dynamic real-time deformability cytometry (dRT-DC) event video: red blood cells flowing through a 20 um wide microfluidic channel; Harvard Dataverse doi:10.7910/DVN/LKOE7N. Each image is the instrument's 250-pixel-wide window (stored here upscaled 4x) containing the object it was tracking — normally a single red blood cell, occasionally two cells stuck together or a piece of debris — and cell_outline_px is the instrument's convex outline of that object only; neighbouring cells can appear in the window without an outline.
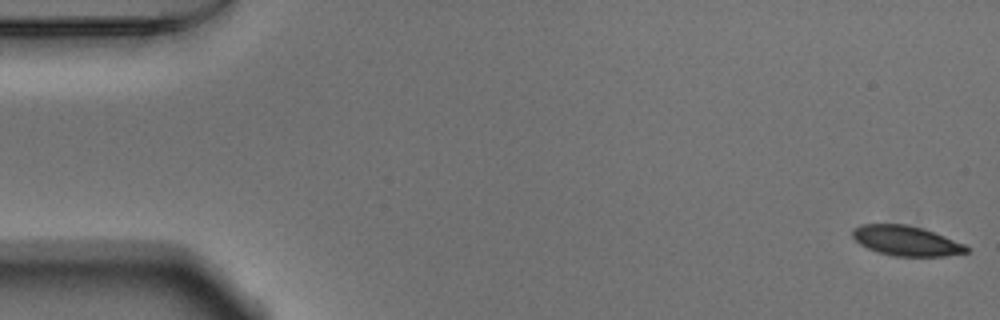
{"species": "Egyptian fruit bat (a non-hibernating species)", "species_latin": "Rousettus aegyptiacus", "temperature_condition": "warm", "stored_images_in_passage": 53, "camera_frame_rate_fps": 3000, "um_per_image_px": 0.085, "animal": {"sex": "male"}, "frame": {"image": 1, "passage_image": 1, "time_ms": 0.0, "image_size_px": [1000, 320], "cell_outline_px": [[968, 252], [944, 256], [892, 256], [876, 252], [860, 244], [852, 236], [852, 228], [860, 224], [908, 224], [944, 236], [964, 244], [968, 248]], "centroid_in_image_um": [76.97, 20.47], "position_along_channel_um": 8.0, "area_um2": 19.77}}
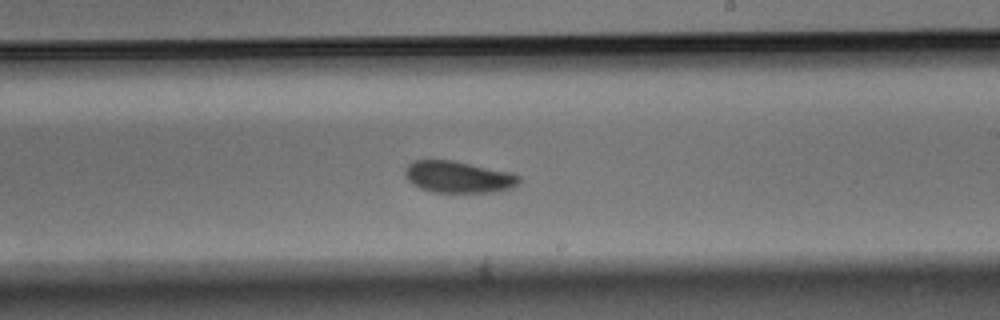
{"frame": {"image": 2, "passage_image": 31, "time_ms": 10.0, "image_size_px": [1000, 320], "cell_outline_px": [[520, 184], [512, 188], [496, 192], [432, 192], [420, 188], [412, 184], [404, 176], [404, 168], [412, 160], [452, 160], [512, 172], [520, 176]], "centroid_in_image_um": [38.96, 15.04], "position_along_channel_um": 250.0, "area_um2": 21.39}}
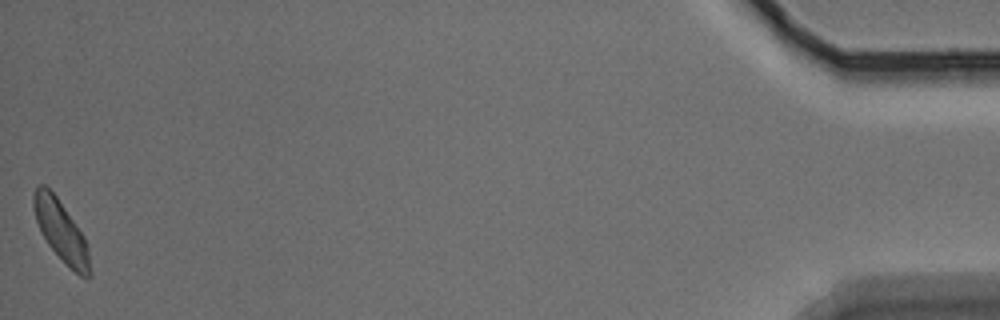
{"frame": {"image": 3, "passage_image": 53, "time_ms": 17.333, "image_size_px": [1000, 320], "cell_outline_px": [[92, 276], [80, 276], [48, 244], [40, 232], [36, 220], [32, 204], [32, 196], [36, 184], [44, 184], [56, 196], [84, 236], [88, 248]], "centroid_in_image_um": [5.16, 19.58], "position_along_channel_um": 430.0, "area_um2": 19.59}, "authors_computed_cell_mechanics": {"area_um2": 20.8658, "velocity_mm_per_s": 3.7837, "shape_relaxation_time_tau1_ms": 3.1302, "shape_relaxation_time_tau2_ms": 7.7129, "deformation_change_tau1": 0.0979, "deformation_change_tau2": 0.108}}